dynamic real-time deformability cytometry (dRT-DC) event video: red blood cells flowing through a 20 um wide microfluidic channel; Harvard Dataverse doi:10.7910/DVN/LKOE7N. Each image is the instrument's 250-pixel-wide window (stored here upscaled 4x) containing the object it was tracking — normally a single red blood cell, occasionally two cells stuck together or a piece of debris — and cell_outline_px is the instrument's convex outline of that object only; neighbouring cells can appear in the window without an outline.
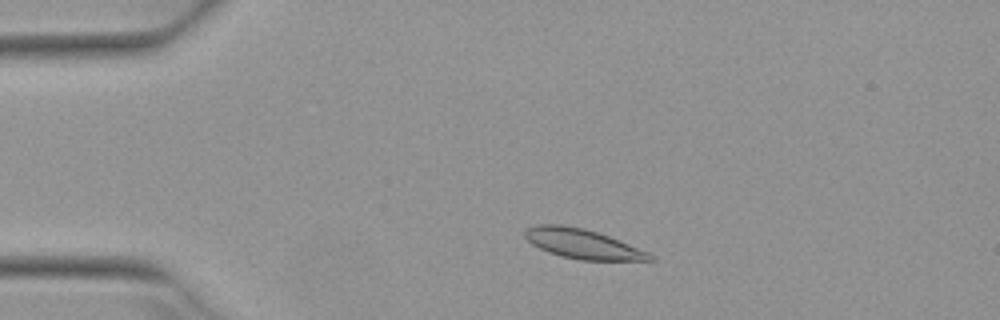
{"species": "Egyptian fruit bat (a non-hibernating species)", "species_latin": "Rousettus aegyptiacus", "temperature_condition": "warm", "stored_images_in_passage": 48, "camera_frame_rate_fps": 3000, "um_per_image_px": 0.085, "animal": {"sex": "female"}, "frame": {"image": 1, "passage_image": 7, "time_ms": 2.0, "image_size_px": [1000, 320], "cell_outline_px": [[656, 260], [580, 260], [560, 256], [548, 252], [532, 244], [524, 236], [524, 228], [536, 224], [560, 224], [584, 228], [620, 240], [648, 252]], "centroid_in_image_um": [49.47, 20.71], "position_along_channel_um": 35.5, "area_um2": 21.56}}
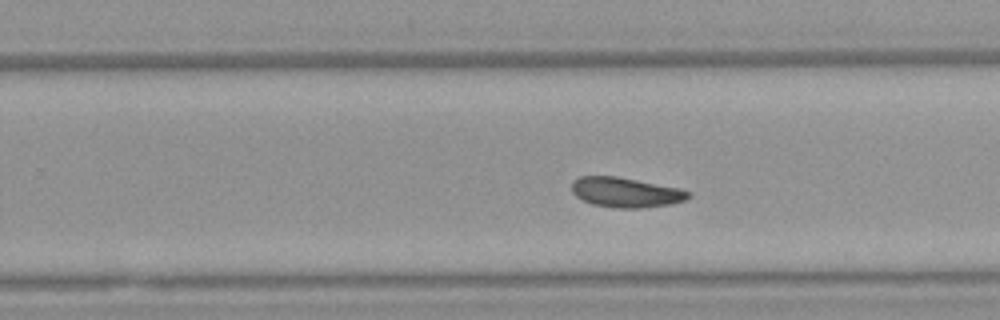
{"frame": {"image": 2, "passage_image": 29, "time_ms": 9.333, "image_size_px": [1000, 320], "cell_outline_px": [[692, 196], [688, 200], [672, 204], [640, 208], [616, 208], [592, 204], [576, 196], [572, 192], [572, 180], [580, 176], [616, 176], [680, 188], [688, 192]], "centroid_in_image_um": [53.2, 16.35], "position_along_channel_um": 276.6, "area_um2": 20.4}}
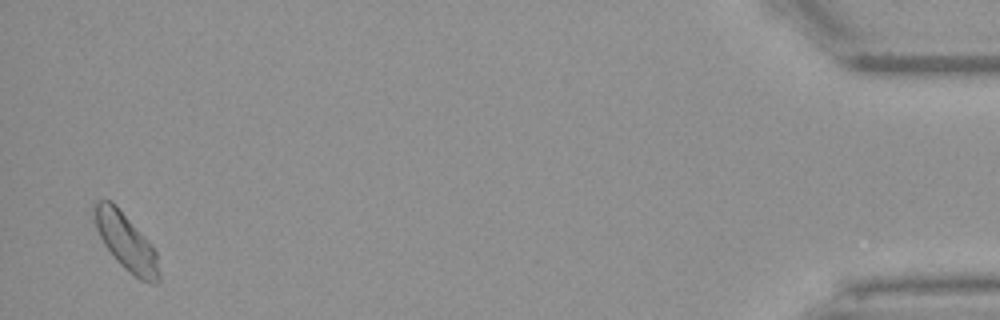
{"frame": {"image": 3, "passage_image": 47, "time_ms": 15.333, "image_size_px": [1000, 320], "cell_outline_px": [[160, 280], [156, 284], [148, 284], [140, 280], [124, 268], [116, 260], [104, 244], [96, 228], [92, 212], [92, 208], [96, 200], [112, 200], [116, 204], [156, 252], [160, 272]], "centroid_in_image_um": [10.69, 20.57], "position_along_channel_um": 424.5, "area_um2": 21.33}, "authors_computed_cell_mechanics": {"area_um2": 20.6346, "velocity_mm_per_s": 3.8994, "shape_relaxation_time_tau1_ms": 2.6948, "shape_relaxation_time_tau2_ms": 2.4268, "deformation_change_tau1": 0.0936, "deformation_change_tau2": 0.0819}}